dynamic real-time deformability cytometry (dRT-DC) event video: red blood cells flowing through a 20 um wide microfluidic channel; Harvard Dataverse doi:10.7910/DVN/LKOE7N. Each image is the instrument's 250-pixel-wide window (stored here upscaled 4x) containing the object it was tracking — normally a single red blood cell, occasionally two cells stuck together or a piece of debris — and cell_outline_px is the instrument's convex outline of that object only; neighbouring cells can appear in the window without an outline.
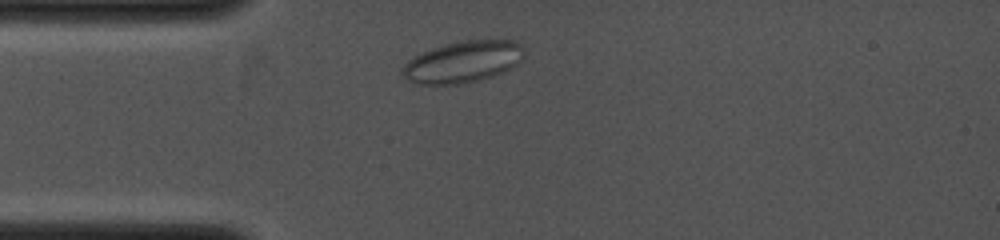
{"species": "common noctule bat (a hibernating species)", "species_latin": "Nyctalus noctula", "temperature_condition": "cold", "stored_images_in_passage": 40, "camera_frame_rate_fps": 4000, "um_per_image_px": 0.085, "animal": {"sex": "female", "body_mass_g": 19.0, "forearm_length_mm": 53.3}, "frame": {"image": 1, "passage_image": 4, "time_ms": 0.5, "image_size_px": [1000, 240], "cell_outline_px": [[524, 56], [512, 68], [492, 76], [480, 80], [460, 84], [416, 84], [408, 80], [400, 72], [400, 68], [412, 56], [420, 52], [444, 44], [464, 40], [516, 40], [524, 44]], "centroid_in_image_um": [39.34, 5.25], "position_along_channel_um": 45.7, "area_um2": 29.88}}
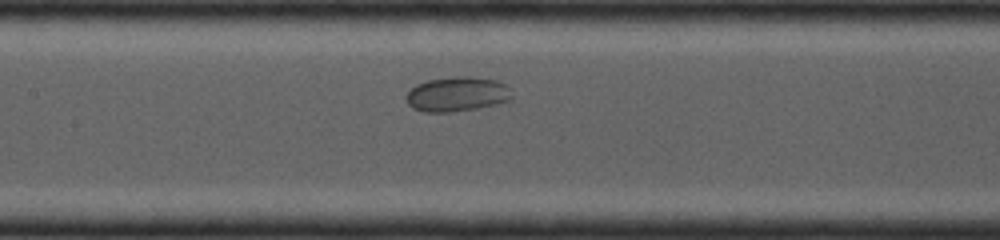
{"frame": {"image": 2, "passage_image": 20, "time_ms": 3.25, "image_size_px": [1000, 240], "cell_outline_px": [[508, 100], [472, 108], [444, 112], [428, 112], [416, 108], [408, 104], [408, 92], [416, 84], [428, 80], [456, 76], [468, 76], [496, 80], [504, 84], [508, 96]], "centroid_in_image_um": [38.77, 7.97], "position_along_channel_um": 168.6, "area_um2": 20.23}}
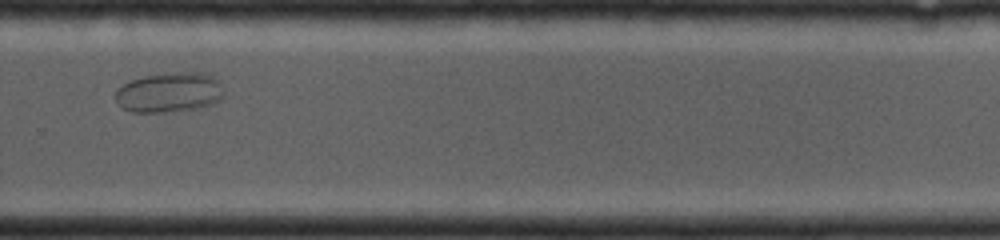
{"frame": {"image": 3, "passage_image": 32, "time_ms": 6.25, "image_size_px": [1000, 240], "cell_outline_px": [[220, 100], [196, 108], [156, 112], [132, 112], [124, 108], [116, 100], [116, 92], [124, 84], [132, 80], [148, 76], [180, 72], [200, 72], [212, 76], [216, 84], [220, 96]], "centroid_in_image_um": [14.31, 7.86], "position_along_channel_um": 315.5, "area_um2": 23.93}}